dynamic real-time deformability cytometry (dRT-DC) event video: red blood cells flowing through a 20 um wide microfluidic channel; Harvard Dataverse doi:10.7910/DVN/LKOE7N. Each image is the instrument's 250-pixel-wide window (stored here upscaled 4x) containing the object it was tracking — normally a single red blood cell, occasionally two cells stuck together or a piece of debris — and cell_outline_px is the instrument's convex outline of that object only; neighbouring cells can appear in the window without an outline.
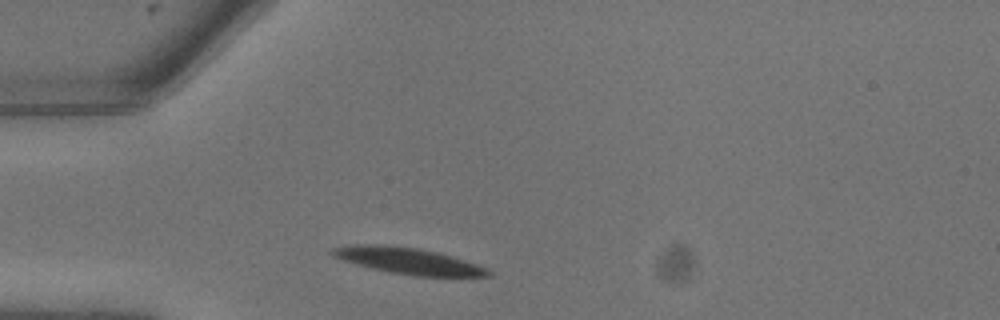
{"species": "common noctule bat (a hibernating species)", "species_latin": "Nyctalus noctula", "temperature_condition": "warm", "stored_images_in_passage": 3, "camera_frame_rate_fps": 3000, "um_per_image_px": 0.085, "animal": {"sex": "male", "body_mass_g": 13.3}, "frame": {"image": 1, "passage_image": 1, "time_ms": 0.0, "image_size_px": [1000, 320], "cell_outline_px": [[492, 276], [416, 276], [388, 272], [372, 268], [344, 260], [332, 256], [328, 252], [332, 248], [352, 244], [388, 244], [416, 248], [436, 252], [464, 260], [488, 268], [492, 272]], "centroid_in_image_um": [34.67, 22.16], "position_along_channel_um": 50.3, "area_um2": 23.81}}